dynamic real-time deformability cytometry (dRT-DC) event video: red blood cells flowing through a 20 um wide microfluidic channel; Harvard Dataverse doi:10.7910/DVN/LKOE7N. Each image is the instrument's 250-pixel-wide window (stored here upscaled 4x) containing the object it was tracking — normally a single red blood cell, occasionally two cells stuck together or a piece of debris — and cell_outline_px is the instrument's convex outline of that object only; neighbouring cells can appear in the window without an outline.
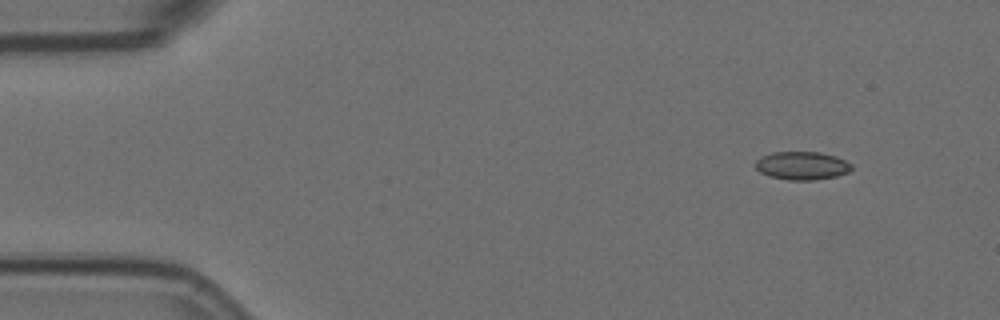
{"species": "Egyptian fruit bat (a non-hibernating species)", "species_latin": "Rousettus aegyptiacus", "temperature_condition": "room temperature", "stored_images_in_passage": 4, "camera_frame_rate_fps": 3000, "um_per_image_px": 0.085, "animal": {"sex": "female"}, "frame": {"image": 1, "passage_image": 1, "time_ms": 0.0, "image_size_px": [1000, 320], "cell_outline_px": [[852, 168], [848, 172], [836, 176], [812, 180], [788, 180], [768, 176], [760, 172], [756, 168], [756, 160], [760, 156], [772, 152], [820, 152], [836, 156], [852, 164]], "centroid_in_image_um": [68.15, 14.07], "position_along_channel_um": 16.8, "area_um2": 15.84}}